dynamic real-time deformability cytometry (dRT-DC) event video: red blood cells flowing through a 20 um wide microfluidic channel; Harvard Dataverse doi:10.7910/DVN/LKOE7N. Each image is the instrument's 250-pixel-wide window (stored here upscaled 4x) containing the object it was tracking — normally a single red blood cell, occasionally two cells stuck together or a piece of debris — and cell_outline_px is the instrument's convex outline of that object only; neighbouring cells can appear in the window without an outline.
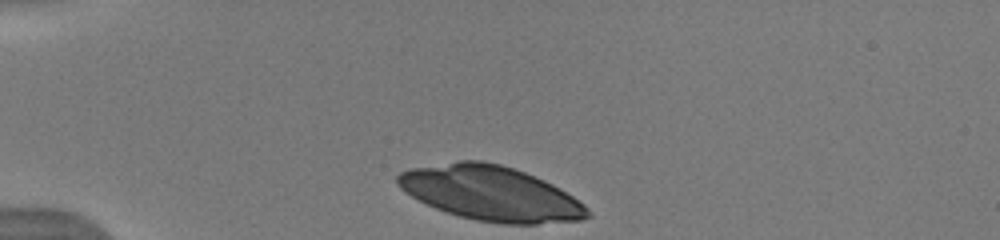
{"species": "human", "species_latin": "Homo sapiens", "temperature_condition": "warm", "stored_images_in_passage": 39, "camera_frame_rate_fps": 3000, "um_per_image_px": 0.085, "donor": {"sex": "male"}, "frame": {"image": 1, "passage_image": 1, "time_ms": 0.0, "image_size_px": [1000, 240], "cell_outline_px": [[592, 216], [580, 220], [536, 224], [504, 224], [476, 220], [460, 216], [436, 208], [412, 196], [400, 188], [396, 184], [396, 176], [400, 172], [408, 168], [460, 160], [480, 160], [500, 164], [524, 172], [544, 180], [560, 188], [584, 204], [592, 212]], "centroid_in_image_um": [41.72, 16.43], "position_along_channel_um": 43.3, "area_um2": 60.34}}